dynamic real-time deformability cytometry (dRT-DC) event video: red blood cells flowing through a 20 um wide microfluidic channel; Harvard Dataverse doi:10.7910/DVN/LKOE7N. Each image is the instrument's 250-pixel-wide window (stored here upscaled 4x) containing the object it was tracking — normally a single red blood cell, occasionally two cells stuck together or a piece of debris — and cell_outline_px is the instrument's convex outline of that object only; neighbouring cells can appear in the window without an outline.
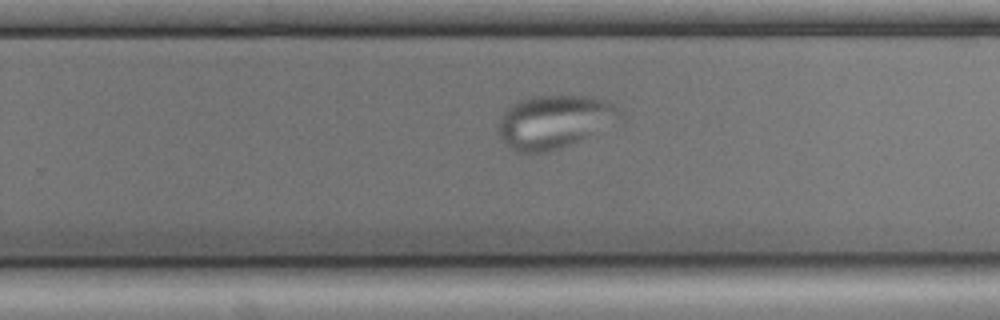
{"species": "common noctule bat (a hibernating species)", "species_latin": "Nyctalus noctula", "temperature_condition": "cold", "stored_images_in_passage": 50, "camera_frame_rate_fps": 3000, "um_per_image_px": 0.085, "animal": {"sex": "male", "body_mass_g": 17.9, "forearm_length_mm": 54.2}, "frame": {"image": 1, "passage_image": 29, "time_ms": 9.333, "image_size_px": [1000, 320], "cell_outline_px": [[624, 112], [620, 116], [588, 136], [572, 144], [548, 152], [516, 152], [508, 148], [504, 144], [500, 136], [500, 120], [504, 112], [512, 104], [520, 100], [532, 96], [584, 96], [604, 100], [620, 108]], "centroid_in_image_um": [47.06, 10.35], "position_along_channel_um": 282.7, "area_um2": 36.93}}